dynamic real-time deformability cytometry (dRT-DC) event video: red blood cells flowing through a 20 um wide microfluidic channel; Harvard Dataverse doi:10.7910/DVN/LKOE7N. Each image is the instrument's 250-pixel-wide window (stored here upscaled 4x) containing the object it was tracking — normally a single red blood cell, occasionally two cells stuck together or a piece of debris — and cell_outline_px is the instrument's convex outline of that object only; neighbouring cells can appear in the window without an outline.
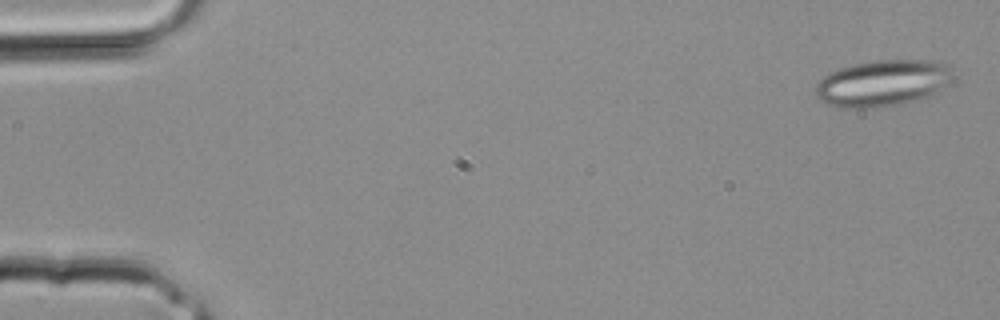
{"species": "common noctule bat (a hibernating species)", "species_latin": "Nyctalus noctula", "temperature_condition": "room temperature", "stored_images_in_passage": 8, "camera_frame_rate_fps": 3000, "um_per_image_px": 0.085, "animal": {"sex": "male", "body_mass_g": 20.4}, "frame": {"image": 1, "passage_image": 1, "time_ms": 0.0, "image_size_px": [1000, 320], "cell_outline_px": [[952, 80], [936, 96], [920, 100], [900, 104], [868, 108], [844, 108], [828, 104], [820, 100], [816, 96], [816, 84], [824, 76], [840, 68], [856, 64], [876, 60], [928, 60], [948, 64]], "centroid_in_image_um": [75.08, 7.08], "position_along_channel_um": 9.9, "area_um2": 37.34}}